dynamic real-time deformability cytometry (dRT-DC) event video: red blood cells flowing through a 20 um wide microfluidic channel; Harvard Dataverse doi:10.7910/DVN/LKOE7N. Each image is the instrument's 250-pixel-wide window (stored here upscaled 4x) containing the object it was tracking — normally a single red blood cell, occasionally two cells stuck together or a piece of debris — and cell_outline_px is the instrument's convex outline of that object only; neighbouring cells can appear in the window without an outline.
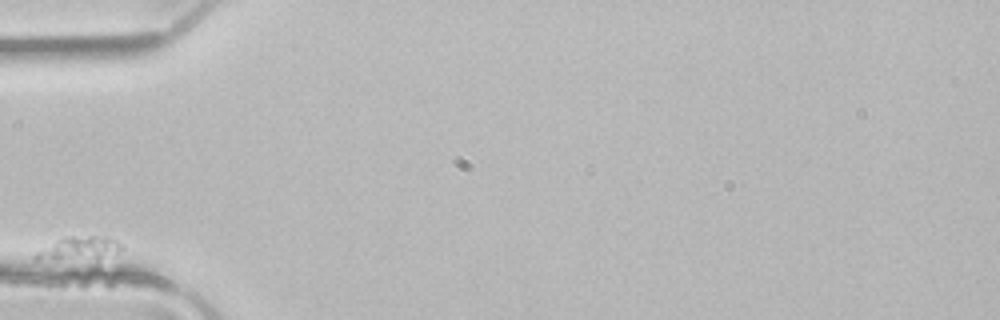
{"species": "common noctule bat (a hibernating species)", "species_latin": "Nyctalus noctula", "temperature_condition": "room temperature", "stored_images_in_passage": 2, "camera_frame_rate_fps": 3000, "um_per_image_px": 0.085, "animal": {"sex": "male", "body_mass_g": 21.5, "forearm_length_mm": 52.0}, "frame": {"image": 1, "passage_image": 1, "time_ms": 0.0, "image_size_px": [1000, 320], "cell_outline_px": [[124, 248], [120, 252], [100, 256], [56, 260], [32, 260], [32, 256], [36, 252], [64, 236], [108, 236], [124, 244]], "centroid_in_image_um": [6.71, 21.08], "position_along_channel_um": 78.3, "area_um2": 11.56}}